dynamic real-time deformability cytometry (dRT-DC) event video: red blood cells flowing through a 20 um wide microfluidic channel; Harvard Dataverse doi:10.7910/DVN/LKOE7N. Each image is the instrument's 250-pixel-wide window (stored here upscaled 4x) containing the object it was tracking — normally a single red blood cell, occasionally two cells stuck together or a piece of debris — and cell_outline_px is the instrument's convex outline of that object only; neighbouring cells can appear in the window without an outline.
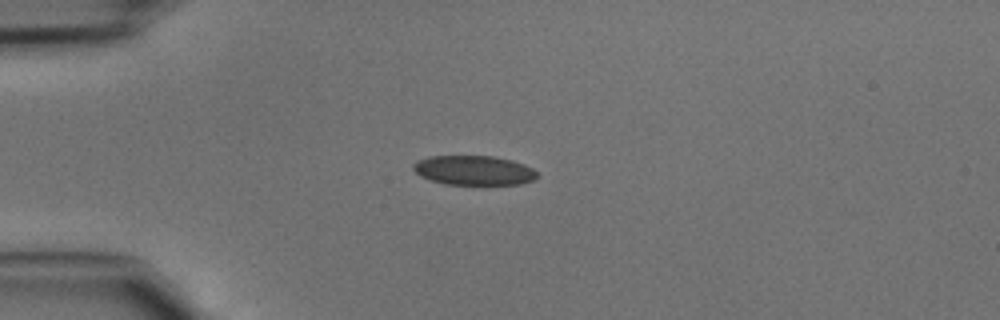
{"species": "common noctule bat (a hibernating species)", "species_latin": "Nyctalus noctula", "temperature_condition": "cold", "stored_images_in_passage": 35, "camera_frame_rate_fps": 3000, "um_per_image_px": 0.085, "animal": {"sex": "male", "body_mass_g": 15.6}, "frame": {"image": 1, "passage_image": 1, "time_ms": 0.0, "image_size_px": [1000, 320], "cell_outline_px": [[536, 176], [532, 180], [520, 184], [444, 184], [420, 176], [412, 168], [412, 164], [416, 160], [428, 156], [496, 156], [512, 160], [524, 164], [532, 168], [536, 172]], "centroid_in_image_um": [40.23, 14.46], "position_along_channel_um": 44.8, "area_um2": 21.27}}
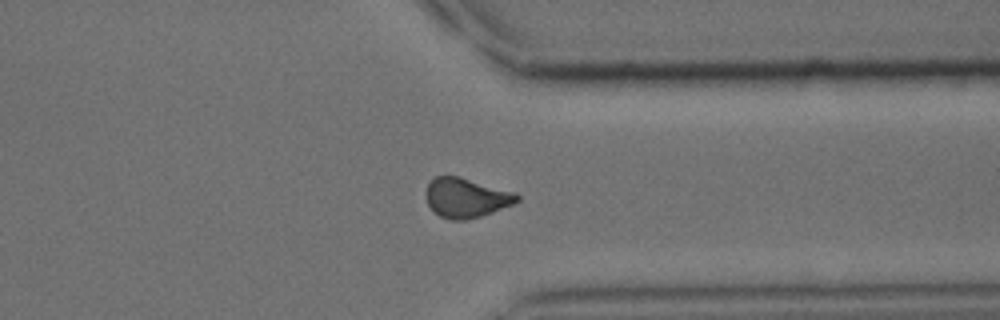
{"frame": {"image": 2, "passage_image": 25, "time_ms": 8.0, "image_size_px": [1000, 320], "cell_outline_px": [[520, 200], [512, 204], [492, 212], [480, 216], [464, 220], [452, 220], [440, 216], [432, 212], [424, 196], [428, 184], [436, 176], [456, 176], [516, 192], [520, 196]], "centroid_in_image_um": [39.6, 16.82], "position_along_channel_um": 371.8, "area_um2": 20.92}}
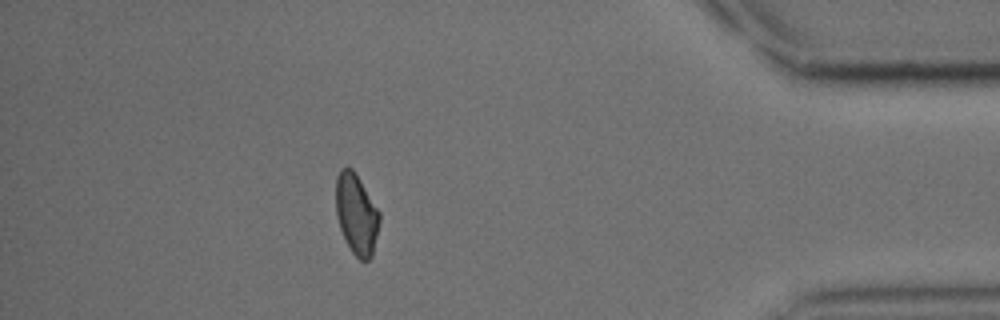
{"frame": {"image": 3, "passage_image": 30, "time_ms": 9.667, "image_size_px": [1000, 320], "cell_outline_px": [[380, 220], [372, 256], [368, 260], [360, 260], [352, 252], [340, 228], [336, 216], [336, 176], [340, 168], [348, 164], [356, 172], [380, 212]], "centroid_in_image_um": [30.29, 18.13], "position_along_channel_um": 404.9, "area_um2": 20.69}}